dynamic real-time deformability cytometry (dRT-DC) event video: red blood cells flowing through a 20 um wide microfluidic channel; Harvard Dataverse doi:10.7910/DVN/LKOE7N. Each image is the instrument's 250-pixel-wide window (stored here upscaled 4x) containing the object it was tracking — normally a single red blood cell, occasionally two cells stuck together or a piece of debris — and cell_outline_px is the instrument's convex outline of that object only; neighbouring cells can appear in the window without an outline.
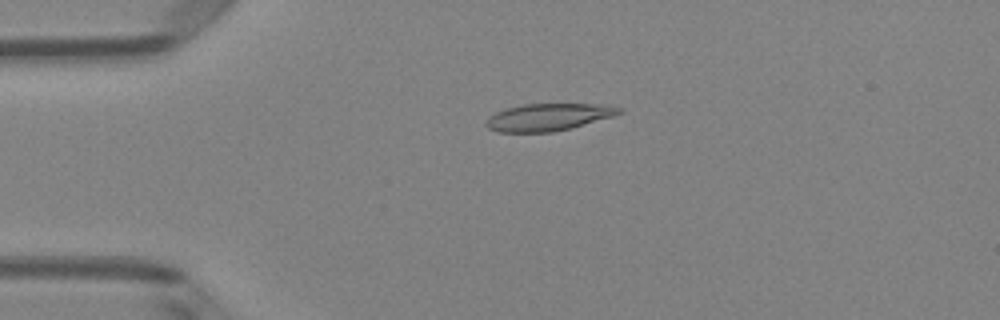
{"species": "Egyptian fruit bat (a non-hibernating species)", "species_latin": "Rousettus aegyptiacus", "temperature_condition": "room temperature", "stored_images_in_passage": 25, "camera_frame_rate_fps": 3000, "um_per_image_px": 0.085, "animal": {"sex": "female"}, "frame": {"image": 1, "passage_image": 12, "time_ms": 3.667, "image_size_px": [1000, 320], "cell_outline_px": [[624, 112], [612, 116], [572, 128], [552, 132], [500, 132], [488, 128], [484, 124], [488, 116], [496, 112], [508, 108], [524, 104], [600, 104], [624, 108]], "centroid_in_image_um": [46.61, 9.95], "position_along_channel_um": 38.4, "area_um2": 21.1}}
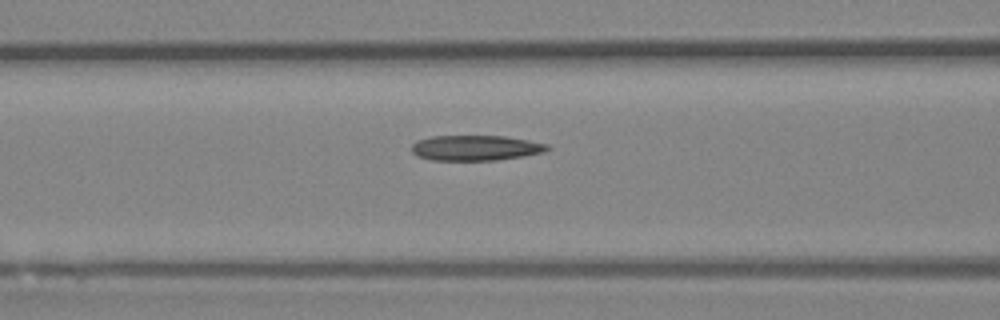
{"frame": {"image": 2, "passage_image": 21, "time_ms": 6.667, "image_size_px": [1000, 320], "cell_outline_px": [[552, 148], [544, 152], [524, 156], [496, 160], [432, 160], [416, 156], [412, 152], [412, 144], [416, 140], [432, 136], [504, 136], [528, 140], [548, 144]], "centroid_in_image_um": [40.43, 12.57], "position_along_channel_um": 126.2, "area_um2": 20.11}}
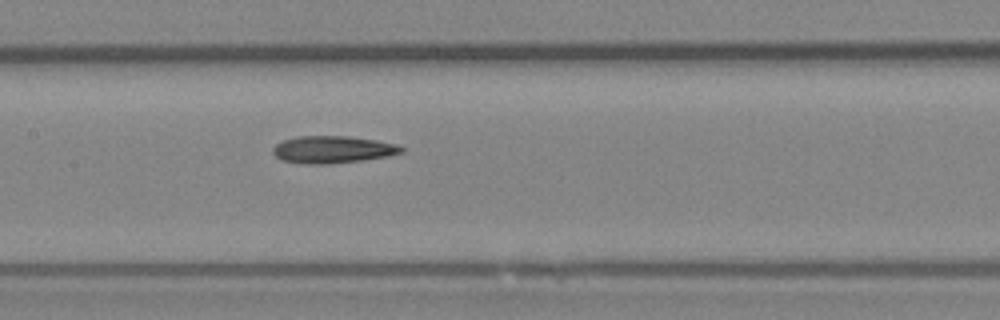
{"frame": {"image": 3, "passage_image": 25, "time_ms": 8.0, "image_size_px": [1000, 320], "cell_outline_px": [[404, 152], [388, 156], [364, 160], [328, 164], [308, 164], [280, 160], [272, 152], [272, 148], [276, 144], [284, 140], [296, 136], [348, 136], [376, 140], [396, 144], [404, 148]], "centroid_in_image_um": [28.27, 12.71], "position_along_channel_um": 179.1, "area_um2": 20.46}}